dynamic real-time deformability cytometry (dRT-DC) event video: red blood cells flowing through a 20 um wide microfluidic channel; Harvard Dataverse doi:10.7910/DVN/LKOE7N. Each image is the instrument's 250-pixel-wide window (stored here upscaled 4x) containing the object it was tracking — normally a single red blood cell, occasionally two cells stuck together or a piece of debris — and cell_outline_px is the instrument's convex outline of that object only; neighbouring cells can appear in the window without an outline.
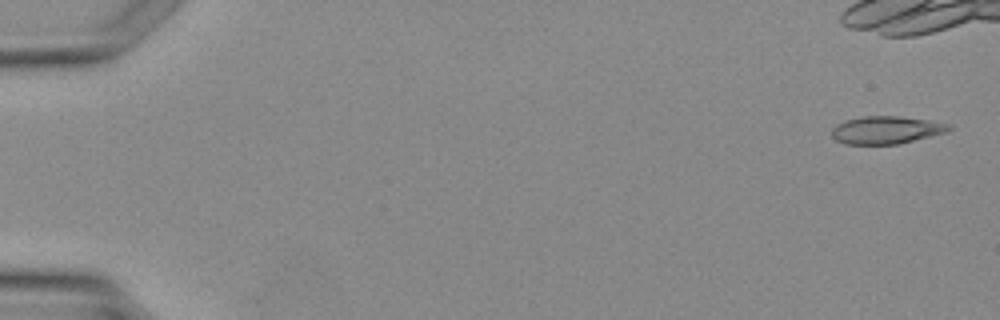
{"species": "Egyptian fruit bat (a non-hibernating species)", "species_latin": "Rousettus aegyptiacus", "temperature_condition": "warm", "stored_images_in_passage": 5, "camera_frame_rate_fps": 3000, "um_per_image_px": 0.085, "animal": {"sex": "female"}, "frame": {"image": 1, "passage_image": 1, "time_ms": 0.0, "image_size_px": [1000, 320], "cell_outline_px": [[952, 128], [948, 132], [896, 144], [844, 144], [836, 140], [832, 136], [832, 128], [836, 124], [844, 120], [864, 116], [896, 116], [928, 120], [952, 124]], "centroid_in_image_um": [75.32, 11.04], "position_along_channel_um": 9.7, "area_um2": 18.9}}